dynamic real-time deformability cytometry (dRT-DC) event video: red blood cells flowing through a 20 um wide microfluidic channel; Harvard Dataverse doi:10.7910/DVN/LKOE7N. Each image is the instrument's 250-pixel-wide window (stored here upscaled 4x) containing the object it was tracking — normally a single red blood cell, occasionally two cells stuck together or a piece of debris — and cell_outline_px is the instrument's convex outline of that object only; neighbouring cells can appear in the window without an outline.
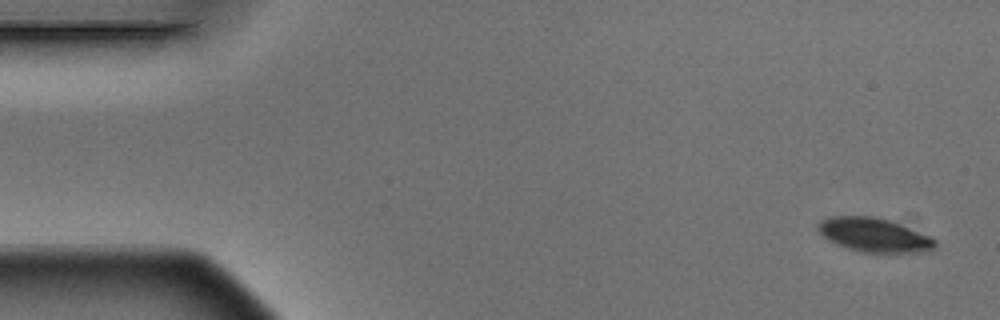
{"species": "Egyptian fruit bat (a non-hibernating species)", "species_latin": "Rousettus aegyptiacus", "temperature_condition": "warm", "stored_images_in_passage": 9, "camera_frame_rate_fps": 3000, "um_per_image_px": 0.085, "animal": {"sex": "male"}, "frame": {"image": 1, "passage_image": 1, "time_ms": 0.0, "image_size_px": [1000, 320], "cell_outline_px": [[936, 248], [932, 252], [864, 252], [848, 248], [836, 244], [828, 240], [816, 228], [816, 224], [820, 220], [832, 216], [872, 216], [892, 220], [932, 236], [936, 240]], "centroid_in_image_um": [74.35, 19.96], "position_along_channel_um": 10.6, "area_um2": 23.52}}
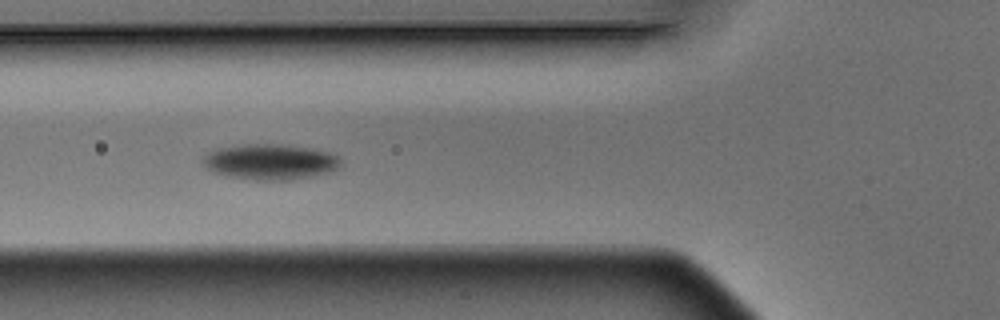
{"frame": {"image": 2, "passage_image": 6, "time_ms": 1.667, "image_size_px": [1000, 320], "cell_outline_px": [[340, 168], [328, 172], [312, 176], [288, 180], [256, 180], [228, 176], [212, 172], [200, 164], [200, 160], [208, 152], [216, 148], [244, 144], [280, 144], [312, 148], [328, 152], [340, 156]], "centroid_in_image_um": [22.93, 13.75], "position_along_channel_um": 102.9, "area_um2": 28.9}}
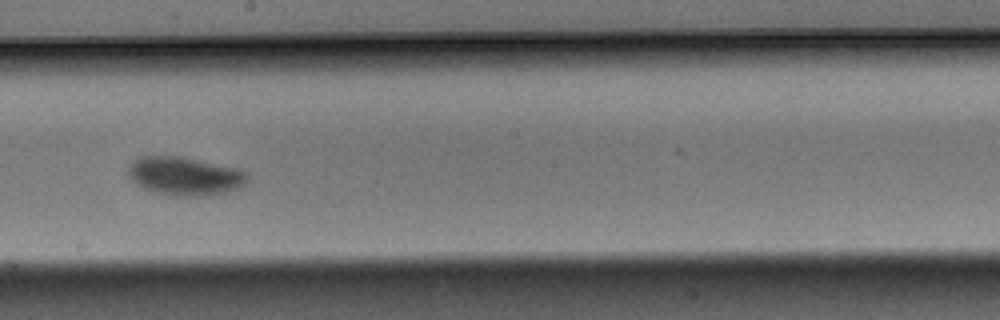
{"frame": {"image": 3, "passage_image": 9, "time_ms": 2.667, "image_size_px": [1000, 320], "cell_outline_px": [[248, 180], [240, 188], [228, 192], [208, 196], [176, 196], [156, 192], [144, 188], [132, 180], [128, 176], [128, 168], [132, 160], [140, 156], [180, 156], [236, 168], [248, 172]], "centroid_in_image_um": [15.73, 14.97], "position_along_channel_um": 232.5, "area_um2": 26.82}}